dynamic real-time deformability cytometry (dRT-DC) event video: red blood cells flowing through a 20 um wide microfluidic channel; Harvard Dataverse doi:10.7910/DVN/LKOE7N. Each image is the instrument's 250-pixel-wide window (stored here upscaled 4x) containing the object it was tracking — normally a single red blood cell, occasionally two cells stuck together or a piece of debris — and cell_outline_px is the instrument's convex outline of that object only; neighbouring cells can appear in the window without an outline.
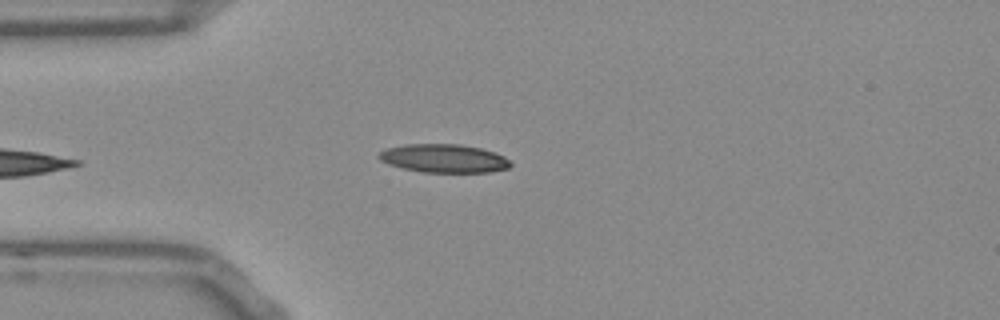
{"species": "Egyptian fruit bat (a non-hibernating species)", "species_latin": "Rousettus aegyptiacus", "temperature_condition": "room temperature", "stored_images_in_passage": 39, "camera_frame_rate_fps": 3000, "um_per_image_px": 0.085, "frame": {"image": 1, "passage_image": 2, "time_ms": 0.333, "image_size_px": [1000, 320], "cell_outline_px": [[512, 164], [508, 168], [488, 172], [424, 172], [404, 168], [388, 164], [380, 160], [376, 156], [380, 152], [388, 148], [404, 144], [460, 144], [480, 148], [496, 152], [504, 156]], "centroid_in_image_um": [37.73, 13.45], "position_along_channel_um": 47.3, "area_um2": 21.73}}
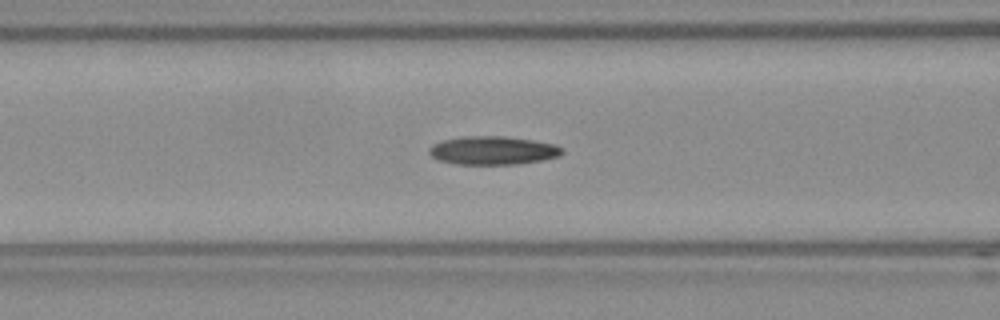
{"frame": {"image": 2, "passage_image": 9, "time_ms": 2.667, "image_size_px": [1000, 320], "cell_outline_px": [[564, 152], [560, 156], [544, 160], [520, 164], [456, 164], [436, 160], [428, 152], [428, 148], [432, 144], [444, 140], [468, 136], [504, 136], [532, 140], [552, 144], [564, 148]], "centroid_in_image_um": [41.9, 12.8], "position_along_channel_um": 124.7, "area_um2": 22.14}}
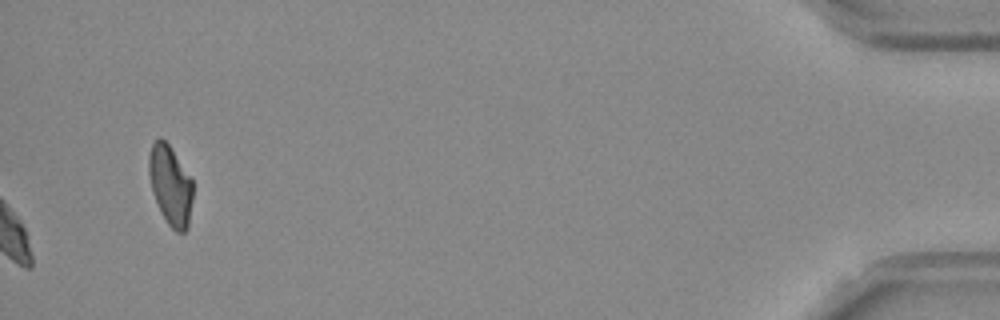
{"frame": {"image": 3, "passage_image": 39, "time_ms": 12.667, "image_size_px": [1000, 320], "cell_outline_px": [[192, 200], [188, 228], [184, 232], [176, 232], [168, 224], [160, 212], [152, 192], [148, 172], [148, 156], [152, 144], [160, 136], [168, 144], [192, 180]], "centroid_in_image_um": [14.46, 15.77], "position_along_channel_um": 420.7, "area_um2": 20.35}, "authors_computed_cell_mechanics": {"area_um2": 21.8484, "velocity_mm_per_s": 3.8105, "shape_relaxation_time_tau1_ms": null, "shape_relaxation_time_tau2_ms": 7.2936, "deformation_change_tau1": null, "deformation_change_tau2": 0.1563}}